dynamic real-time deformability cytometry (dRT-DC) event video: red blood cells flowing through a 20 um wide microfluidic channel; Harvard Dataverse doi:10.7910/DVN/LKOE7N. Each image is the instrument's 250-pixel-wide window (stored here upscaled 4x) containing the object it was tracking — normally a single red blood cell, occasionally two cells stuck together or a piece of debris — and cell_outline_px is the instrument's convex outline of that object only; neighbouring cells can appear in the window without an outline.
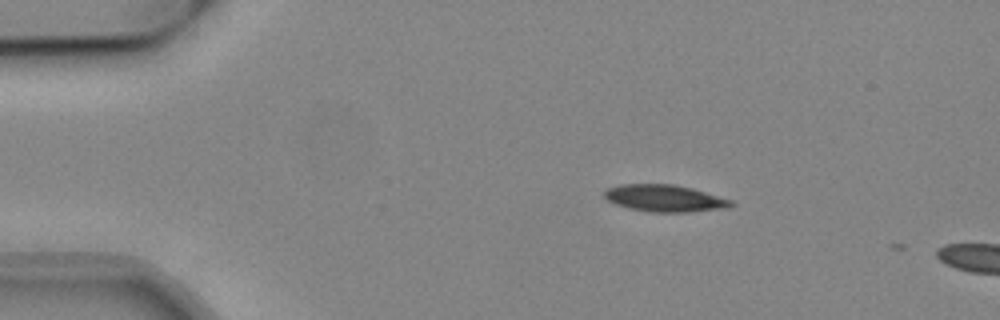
{"species": "common noctule bat (a hibernating species)", "species_latin": "Nyctalus noctula", "temperature_condition": "cold", "stored_images_in_passage": 4, "camera_frame_rate_fps": 3000, "um_per_image_px": 0.085, "animal": {"sex": "male", "body_mass_g": 19.2, "forearm_length_mm": 51.8}, "frame": {"image": 1, "passage_image": 2, "time_ms": 0.333, "image_size_px": [1000, 320], "cell_outline_px": [[736, 204], [728, 208], [688, 212], [648, 212], [628, 208], [616, 204], [608, 200], [604, 196], [604, 188], [620, 184], [676, 184], [692, 188], [732, 200]], "centroid_in_image_um": [56.49, 16.85], "position_along_channel_um": 28.5, "area_um2": 20.11}}